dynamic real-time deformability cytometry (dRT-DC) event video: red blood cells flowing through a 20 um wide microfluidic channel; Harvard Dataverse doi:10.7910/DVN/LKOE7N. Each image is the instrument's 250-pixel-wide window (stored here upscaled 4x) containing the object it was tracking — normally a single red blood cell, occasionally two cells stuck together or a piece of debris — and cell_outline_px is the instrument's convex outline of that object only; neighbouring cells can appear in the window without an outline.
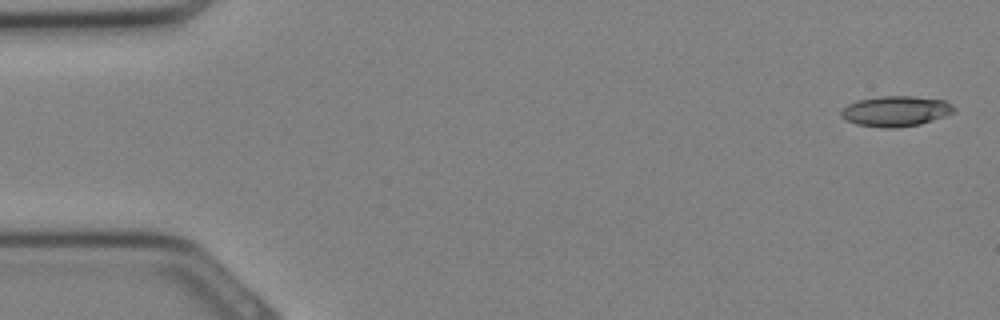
{"species": "Egyptian fruit bat (a non-hibernating species)", "species_latin": "Rousettus aegyptiacus", "temperature_condition": "cold", "stored_images_in_passage": 9, "camera_frame_rate_fps": 3000, "um_per_image_px": 0.085, "animal": {"sex": "female"}, "frame": {"image": 1, "passage_image": 1, "time_ms": 0.0, "image_size_px": [1000, 320], "cell_outline_px": [[956, 112], [920, 124], [896, 128], [880, 128], [856, 124], [840, 116], [840, 112], [848, 104], [856, 100], [880, 96], [912, 96], [944, 100], [952, 104], [956, 108]], "centroid_in_image_um": [76.15, 9.45], "position_along_channel_um": 8.9, "area_um2": 20.11}}
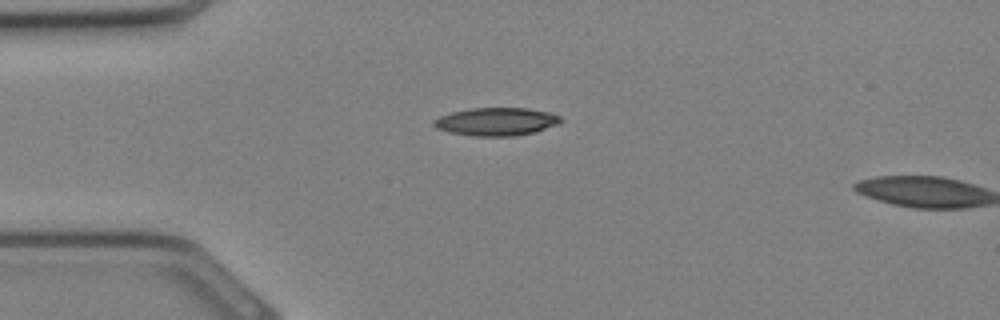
{"frame": {"image": 2, "passage_image": 8, "time_ms": 2.333, "image_size_px": [1000, 320], "cell_outline_px": [[564, 120], [560, 124], [532, 132], [516, 136], [472, 136], [448, 132], [436, 128], [432, 124], [432, 120], [440, 116], [452, 112], [472, 108], [524, 108], [552, 112], [560, 116]], "centroid_in_image_um": [42.19, 10.34], "position_along_channel_um": 42.8, "area_um2": 20.87}}